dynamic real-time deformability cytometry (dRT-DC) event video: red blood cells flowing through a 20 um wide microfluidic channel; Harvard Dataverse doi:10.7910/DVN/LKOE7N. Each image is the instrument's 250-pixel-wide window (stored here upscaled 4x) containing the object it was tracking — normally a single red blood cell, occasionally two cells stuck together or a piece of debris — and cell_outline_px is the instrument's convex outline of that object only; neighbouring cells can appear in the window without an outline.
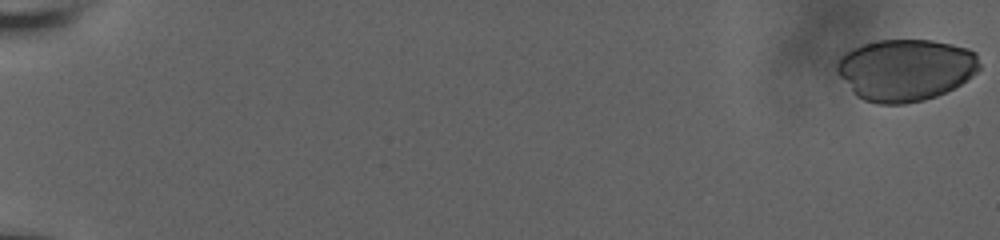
{"species": "human", "species_latin": "Homo sapiens", "temperature_condition": "room temperature", "stored_images_in_passage": 51, "camera_frame_rate_fps": 3000, "um_per_image_px": 0.085, "donor": {"sex": "male"}, "frame": {"image": 1, "passage_image": 1, "time_ms": 0.0, "image_size_px": [1000, 240], "cell_outline_px": [[980, 68], [972, 76], [960, 84], [936, 96], [924, 100], [904, 104], [876, 104], [864, 100], [856, 96], [852, 92], [840, 76], [836, 68], [836, 64], [840, 56], [852, 48], [876, 40], [932, 40], [952, 44], [968, 48], [976, 52], [980, 64]], "centroid_in_image_um": [76.96, 5.93], "position_along_channel_um": 8.0, "area_um2": 51.56}}
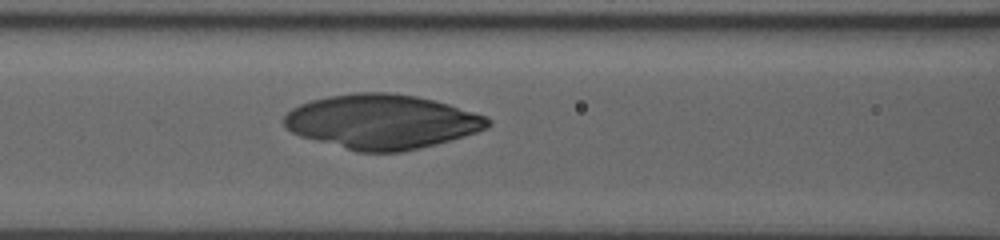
{"frame": {"image": 2, "passage_image": 42, "time_ms": 9.333, "image_size_px": [1000, 240], "cell_outline_px": [[492, 124], [488, 128], [464, 136], [436, 144], [404, 152], [356, 152], [300, 136], [292, 132], [284, 124], [284, 116], [292, 108], [300, 104], [312, 100], [328, 96], [352, 92], [392, 92], [416, 96], [448, 104], [484, 116], [492, 120]], "centroid_in_image_um": [32.45, 10.34], "position_along_channel_um": 134.2, "area_um2": 64.68}}
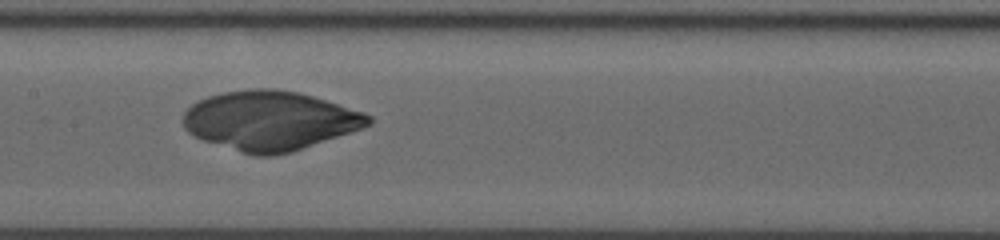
{"frame": {"image": 3, "passage_image": 50, "time_ms": 10.667, "image_size_px": [1000, 240], "cell_outline_px": [[372, 124], [364, 128], [292, 152], [272, 156], [252, 156], [192, 136], [184, 128], [180, 120], [184, 112], [192, 104], [208, 96], [224, 92], [248, 88], [276, 88], [296, 92], [312, 96], [364, 112], [372, 116]], "centroid_in_image_um": [22.93, 10.26], "position_along_channel_um": 184.5, "area_um2": 64.45}}